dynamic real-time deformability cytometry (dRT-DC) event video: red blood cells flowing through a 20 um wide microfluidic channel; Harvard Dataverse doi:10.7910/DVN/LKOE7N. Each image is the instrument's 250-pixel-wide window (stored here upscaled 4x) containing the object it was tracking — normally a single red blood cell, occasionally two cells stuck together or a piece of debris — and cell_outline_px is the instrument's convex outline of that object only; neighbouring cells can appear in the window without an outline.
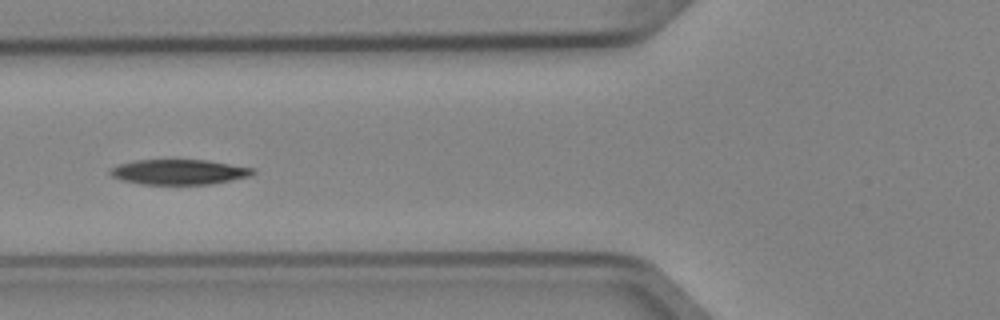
{"species": "Egyptian fruit bat (a non-hibernating species)", "species_latin": "Rousettus aegyptiacus", "temperature_condition": "cold", "stored_images_in_passage": 5, "camera_frame_rate_fps": 3000, "um_per_image_px": 0.085, "animal": {"sex": "female"}, "frame": {"image": 1, "passage_image": 5, "time_ms": 1.333, "image_size_px": [1000, 320], "cell_outline_px": [[256, 172], [248, 176], [212, 184], [140, 184], [124, 180], [112, 176], [108, 172], [112, 168], [120, 164], [136, 160], [208, 160], [252, 168]], "centroid_in_image_um": [15.2, 14.61], "position_along_channel_um": 110.6, "area_um2": 20.58}}